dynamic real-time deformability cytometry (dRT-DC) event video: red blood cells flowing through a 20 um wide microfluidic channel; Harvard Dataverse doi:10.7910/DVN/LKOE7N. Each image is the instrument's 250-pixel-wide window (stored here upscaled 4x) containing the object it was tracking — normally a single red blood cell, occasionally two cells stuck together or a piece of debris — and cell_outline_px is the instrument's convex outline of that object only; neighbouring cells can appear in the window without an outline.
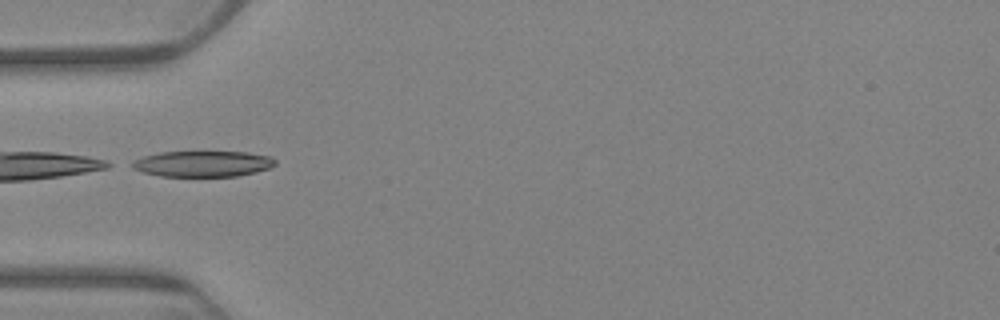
{"species": "Egyptian fruit bat (a non-hibernating species)", "species_latin": "Rousettus aegyptiacus", "temperature_condition": "warm", "stored_images_in_passage": 7, "camera_frame_rate_fps": 3000, "um_per_image_px": 0.085, "animal": {"sex": "female"}, "frame": {"image": 1, "passage_image": 1, "time_ms": 0.0, "image_size_px": [1000, 320], "cell_outline_px": [[276, 164], [268, 168], [256, 172], [236, 176], [160, 176], [144, 172], [132, 168], [124, 164], [132, 160], [144, 156], [160, 152], [248, 152], [268, 156], [276, 160]], "centroid_in_image_um": [17.16, 13.92], "position_along_channel_um": 67.8, "area_um2": 21.68}}
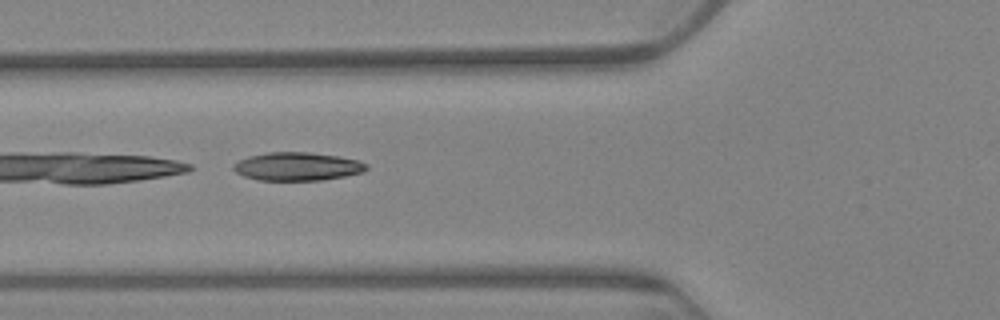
{"frame": {"image": 2, "passage_image": 4, "time_ms": 1.0, "image_size_px": [1000, 320], "cell_outline_px": [[368, 168], [364, 172], [344, 176], [320, 180], [260, 180], [244, 176], [236, 172], [232, 168], [232, 164], [248, 156], [268, 152], [308, 152], [340, 156], [356, 160], [368, 164]], "centroid_in_image_um": [25.27, 14.14], "position_along_channel_um": 100.5, "area_um2": 21.91}}